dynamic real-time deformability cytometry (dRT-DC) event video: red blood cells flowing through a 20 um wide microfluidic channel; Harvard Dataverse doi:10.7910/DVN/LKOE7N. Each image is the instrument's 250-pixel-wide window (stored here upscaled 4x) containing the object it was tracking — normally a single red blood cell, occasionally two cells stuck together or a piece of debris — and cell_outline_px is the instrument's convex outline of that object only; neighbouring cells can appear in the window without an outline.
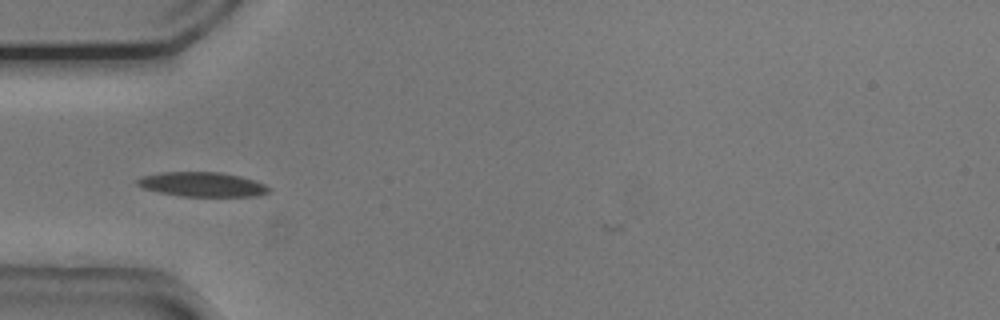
{"species": "common noctule bat (a hibernating species)", "species_latin": "Nyctalus noctula", "temperature_condition": "cold", "stored_images_in_passage": 36, "camera_frame_rate_fps": 3000, "um_per_image_px": 0.085, "animal": {"sex": "male", "body_mass_g": 20.5, "forearm_length_mm": 52.5}, "frame": {"image": 1, "passage_image": 2, "time_ms": 0.333, "image_size_px": [1000, 320], "cell_outline_px": [[272, 188], [268, 192], [256, 196], [180, 196], [140, 188], [136, 184], [136, 180], [140, 176], [160, 172], [220, 172], [240, 176], [256, 180]], "centroid_in_image_um": [17.16, 15.67], "position_along_channel_um": 67.8, "area_um2": 18.96}}
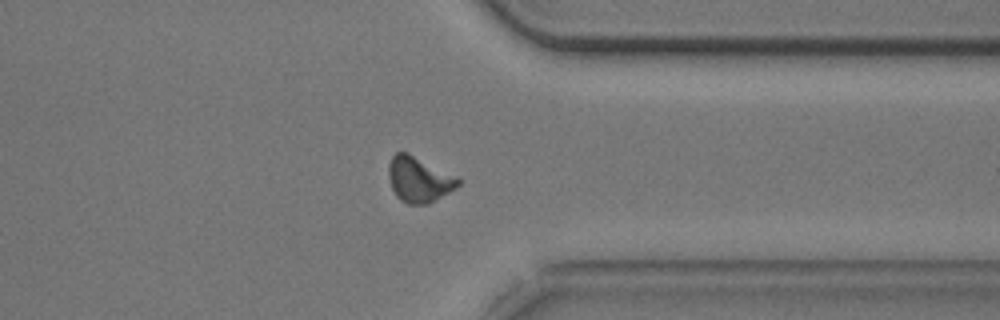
{"frame": {"image": 2, "passage_image": 27, "time_ms": 8.667, "image_size_px": [1000, 320], "cell_outline_px": [[460, 184], [456, 188], [428, 204], [408, 204], [400, 200], [396, 196], [392, 188], [388, 176], [388, 164], [392, 156], [396, 152], [408, 152], [456, 176], [460, 180]], "centroid_in_image_um": [35.59, 15.25], "position_along_channel_um": 375.8, "area_um2": 18.44}}
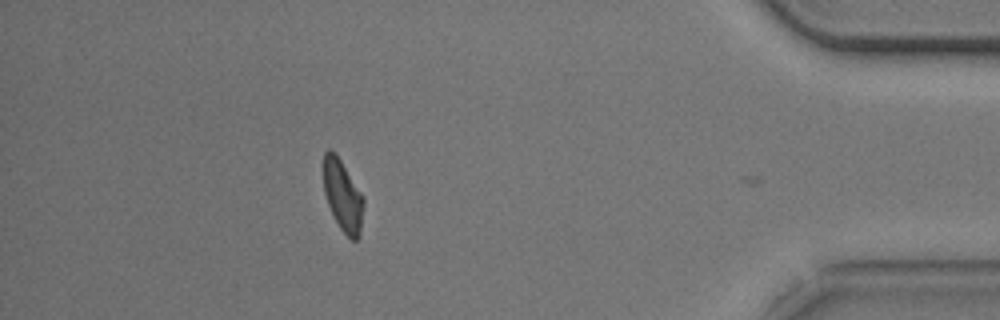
{"frame": {"image": 3, "passage_image": 33, "time_ms": 10.667, "image_size_px": [1000, 320], "cell_outline_px": [[364, 204], [360, 236], [356, 240], [352, 240], [340, 228], [328, 204], [324, 192], [324, 152], [328, 148], [332, 148], [364, 196]], "centroid_in_image_um": [29.15, 16.62], "position_along_channel_um": 406.0, "area_um2": 16.53}, "authors_computed_cell_mechanics": {"area_um2": 18.0336, "velocity_mm_per_s": 3.733, "shape_relaxation_time_tau1_ms": 3.5666, "shape_relaxation_time_tau2_ms": 5.1814, "deformation_change_tau1": 0.1143, "deformation_change_tau2": 0.1181}}